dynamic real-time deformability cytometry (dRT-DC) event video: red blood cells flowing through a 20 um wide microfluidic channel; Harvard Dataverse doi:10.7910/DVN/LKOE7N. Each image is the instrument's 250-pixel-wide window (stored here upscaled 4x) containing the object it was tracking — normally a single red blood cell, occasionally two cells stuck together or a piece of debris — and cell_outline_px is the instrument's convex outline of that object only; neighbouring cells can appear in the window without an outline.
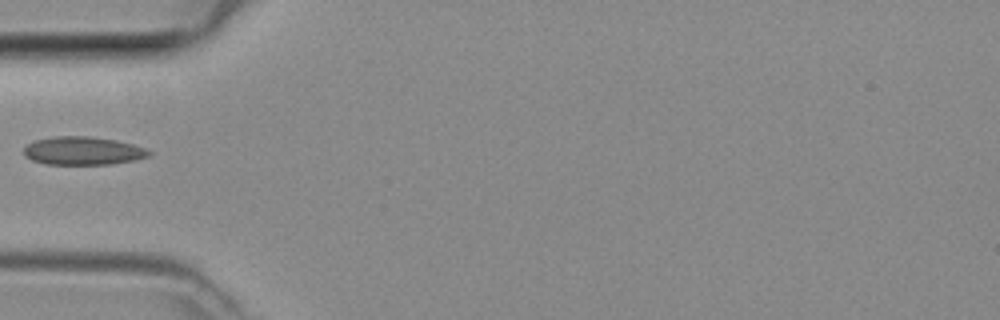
{"species": "common noctule bat (a hibernating species)", "species_latin": "Nyctalus noctula", "temperature_condition": "room temperature", "stored_images_in_passage": 4, "camera_frame_rate_fps": 3000, "um_per_image_px": 0.085, "animal": {"sex": "female", "body_mass_g": 29.2, "forearm_length_mm": 56.3}, "frame": {"image": 1, "passage_image": 4, "time_ms": 1.0, "image_size_px": [1000, 320], "cell_outline_px": [[152, 156], [136, 160], [112, 164], [44, 164], [32, 160], [24, 156], [24, 148], [28, 144], [36, 140], [56, 136], [92, 136], [116, 140], [132, 144], [144, 148], [152, 152]], "centroid_in_image_um": [7.08, 12.82], "position_along_channel_um": 77.9, "area_um2": 20.69}}